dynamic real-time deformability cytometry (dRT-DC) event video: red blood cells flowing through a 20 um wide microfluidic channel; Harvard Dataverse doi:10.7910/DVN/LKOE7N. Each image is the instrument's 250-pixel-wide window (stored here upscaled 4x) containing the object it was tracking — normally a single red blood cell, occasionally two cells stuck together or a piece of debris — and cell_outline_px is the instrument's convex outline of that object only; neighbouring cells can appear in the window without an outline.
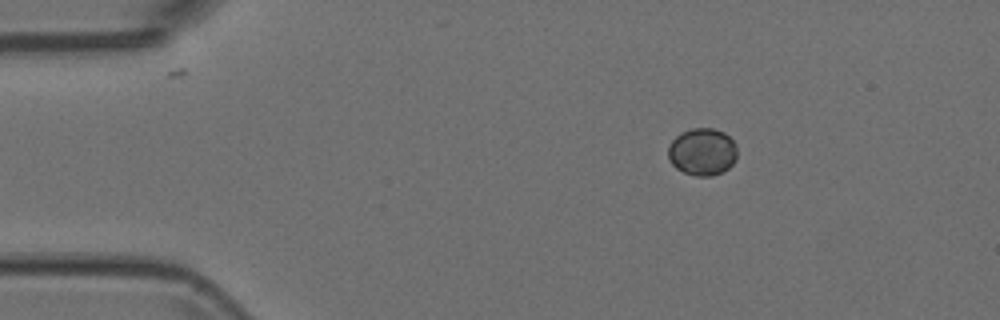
{"species": "Egyptian fruit bat (a non-hibernating species)", "species_latin": "Rousettus aegyptiacus", "temperature_condition": "room temperature", "stored_images_in_passage": 4, "camera_frame_rate_fps": 3000, "um_per_image_px": 0.085, "animal": {"sex": "female"}, "frame": {"image": 1, "passage_image": 1, "time_ms": 0.0, "image_size_px": [1000, 320], "cell_outline_px": [[736, 160], [728, 168], [712, 176], [696, 176], [684, 172], [676, 168], [668, 160], [668, 144], [680, 132], [692, 128], [712, 128], [724, 132], [736, 144]], "centroid_in_image_um": [59.67, 12.89], "position_along_channel_um": 25.3, "area_um2": 19.13}}